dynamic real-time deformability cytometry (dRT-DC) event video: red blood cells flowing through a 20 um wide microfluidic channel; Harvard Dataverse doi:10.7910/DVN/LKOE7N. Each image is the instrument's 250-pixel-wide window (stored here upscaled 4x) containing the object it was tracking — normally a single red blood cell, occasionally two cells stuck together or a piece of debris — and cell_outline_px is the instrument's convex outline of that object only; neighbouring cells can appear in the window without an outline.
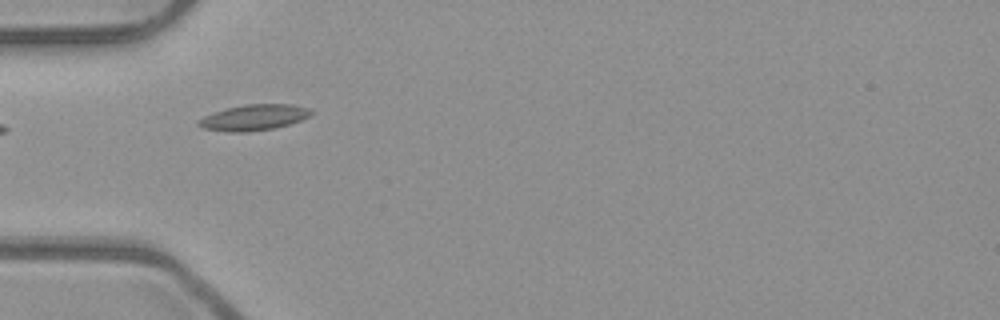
{"species": "common noctule bat (a hibernating species)", "species_latin": "Nyctalus noctula", "temperature_condition": "room temperature", "stored_images_in_passage": 5, "camera_frame_rate_fps": 3000, "um_per_image_px": 0.085, "animal": {"sex": "male", "body_mass_g": 23.1, "forearm_length_mm": 52.7}, "frame": {"image": 1, "passage_image": 3, "time_ms": 0.667, "image_size_px": [1000, 320], "cell_outline_px": [[316, 112], [300, 120], [288, 124], [272, 128], [248, 132], [228, 132], [204, 128], [196, 124], [204, 116], [228, 108], [248, 104], [292, 104], [312, 108]], "centroid_in_image_um": [21.64, 9.98], "position_along_channel_um": 63.4, "area_um2": 16.76}}
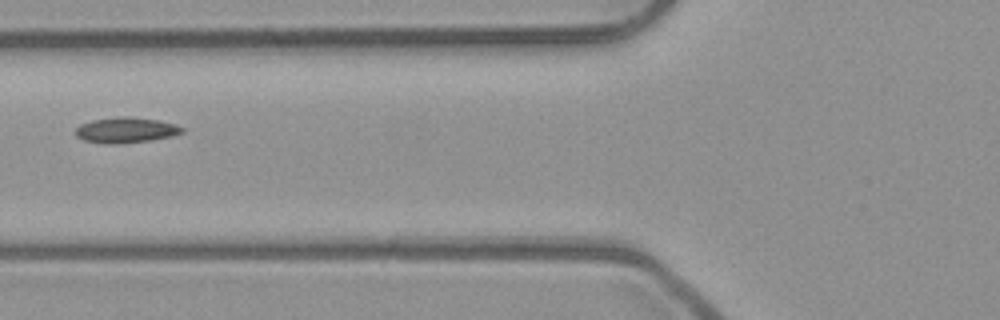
{"frame": {"image": 2, "passage_image": 4, "time_ms": 1.0, "image_size_px": [1000, 320], "cell_outline_px": [[184, 132], [172, 136], [152, 140], [116, 144], [104, 144], [84, 140], [76, 136], [76, 128], [80, 124], [92, 120], [120, 116], [128, 116], [160, 120], [176, 124], [184, 128]], "centroid_in_image_um": [10.72, 11.05], "position_along_channel_um": 115.1, "area_um2": 16.01}}
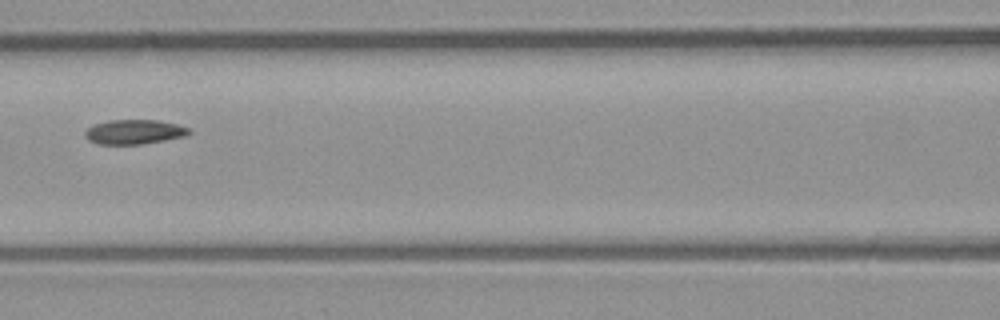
{"frame": {"image": 3, "passage_image": 5, "time_ms": 1.333, "image_size_px": [1000, 320], "cell_outline_px": [[192, 132], [184, 136], [164, 140], [140, 144], [100, 144], [84, 136], [84, 132], [92, 124], [108, 120], [160, 120], [192, 128]], "centroid_in_image_um": [11.43, 11.19], "position_along_channel_um": 155.2, "area_um2": 14.85}}